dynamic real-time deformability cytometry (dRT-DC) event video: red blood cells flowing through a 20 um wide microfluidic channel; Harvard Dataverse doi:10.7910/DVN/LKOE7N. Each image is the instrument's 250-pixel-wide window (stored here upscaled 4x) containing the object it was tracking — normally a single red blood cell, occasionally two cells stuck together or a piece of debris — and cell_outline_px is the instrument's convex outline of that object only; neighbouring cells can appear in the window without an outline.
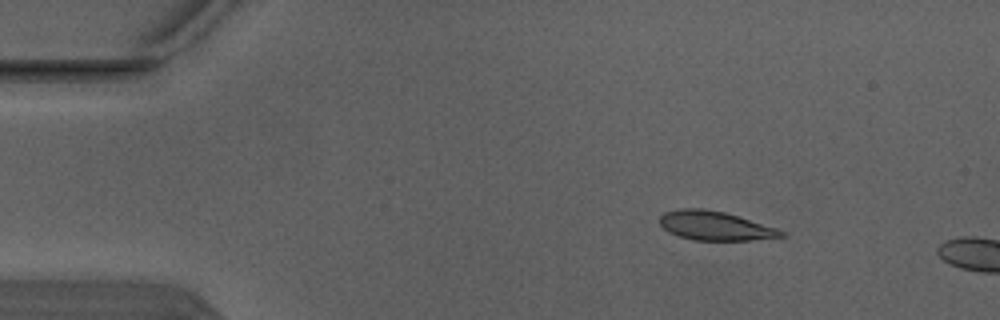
{"species": "Egyptian fruit bat (a non-hibernating species)", "species_latin": "Rousettus aegyptiacus", "temperature_condition": "warm", "stored_images_in_passage": 2, "camera_frame_rate_fps": 3000, "um_per_image_px": 0.085, "animal": {"sex": "male"}, "frame": {"image": 1, "passage_image": 1, "time_ms": 0.0, "image_size_px": [1000, 320], "cell_outline_px": [[788, 236], [752, 240], [696, 240], [680, 236], [668, 232], [660, 224], [660, 216], [664, 212], [680, 208], [704, 208], [724, 212], [776, 228], [784, 232]], "centroid_in_image_um": [60.77, 19.19], "position_along_channel_um": 24.2, "area_um2": 20.4}}